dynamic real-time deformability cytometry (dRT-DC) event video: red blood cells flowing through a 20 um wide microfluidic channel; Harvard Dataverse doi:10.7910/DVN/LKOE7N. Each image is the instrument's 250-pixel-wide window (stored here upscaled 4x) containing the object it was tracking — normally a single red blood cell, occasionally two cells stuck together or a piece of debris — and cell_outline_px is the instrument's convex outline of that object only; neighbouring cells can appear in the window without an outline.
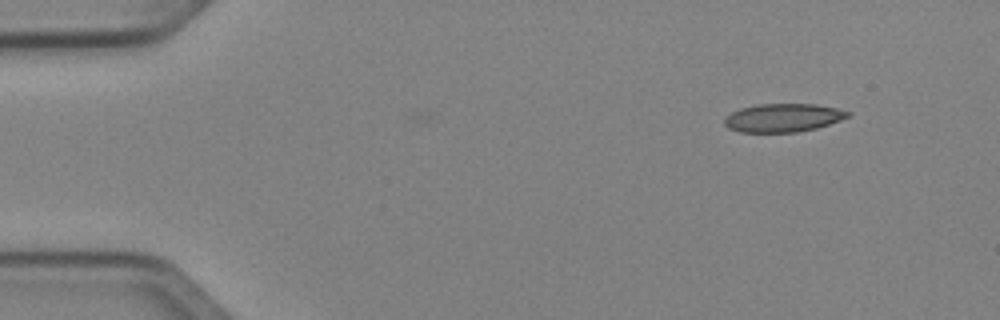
{"species": "Egyptian fruit bat (a non-hibernating species)", "species_latin": "Rousettus aegyptiacus", "temperature_condition": "cold", "stored_images_in_passage": 3, "camera_frame_rate_fps": 3000, "um_per_image_px": 0.085, "animal": {"sex": "female"}, "frame": {"image": 1, "passage_image": 1, "time_ms": 0.0, "image_size_px": [1000, 320], "cell_outline_px": [[852, 116], [816, 128], [796, 132], [740, 132], [728, 128], [724, 124], [724, 116], [740, 108], [756, 104], [816, 104], [836, 108], [852, 112]], "centroid_in_image_um": [66.55, 10.0], "position_along_channel_um": 18.4, "area_um2": 20.52}}